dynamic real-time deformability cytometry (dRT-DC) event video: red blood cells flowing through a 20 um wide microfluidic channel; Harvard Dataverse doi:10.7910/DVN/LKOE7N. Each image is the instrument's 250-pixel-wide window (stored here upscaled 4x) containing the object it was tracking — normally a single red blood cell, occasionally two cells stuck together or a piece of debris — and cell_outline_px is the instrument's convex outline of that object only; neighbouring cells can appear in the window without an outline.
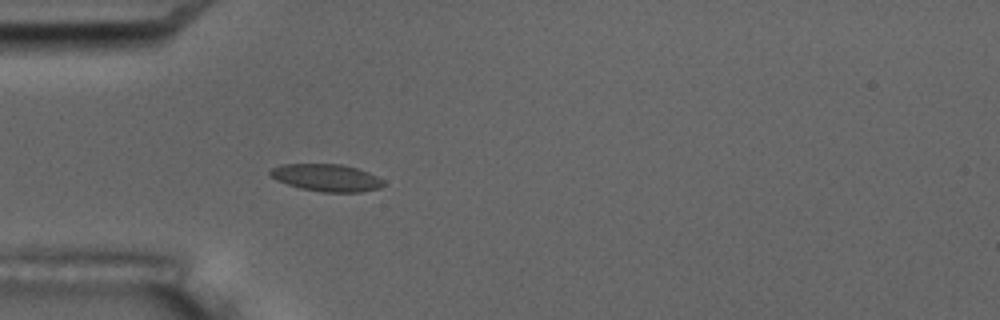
{"species": "common noctule bat (a hibernating species)", "species_latin": "Nyctalus noctula", "temperature_condition": "room temperature", "stored_images_in_passage": 6, "camera_frame_rate_fps": 3000, "um_per_image_px": 0.085, "animal": {"sex": "male", "body_mass_g": 17.5, "forearm_length_mm": 52.3}, "frame": {"image": 1, "passage_image": 6, "time_ms": 5.667, "image_size_px": [1000, 320], "cell_outline_px": [[388, 184], [380, 188], [360, 192], [320, 192], [300, 188], [276, 180], [268, 176], [268, 172], [272, 168], [280, 164], [340, 164], [356, 168], [368, 172], [384, 180]], "centroid_in_image_um": [27.75, 15.11], "position_along_channel_um": 57.2, "area_um2": 18.21}}